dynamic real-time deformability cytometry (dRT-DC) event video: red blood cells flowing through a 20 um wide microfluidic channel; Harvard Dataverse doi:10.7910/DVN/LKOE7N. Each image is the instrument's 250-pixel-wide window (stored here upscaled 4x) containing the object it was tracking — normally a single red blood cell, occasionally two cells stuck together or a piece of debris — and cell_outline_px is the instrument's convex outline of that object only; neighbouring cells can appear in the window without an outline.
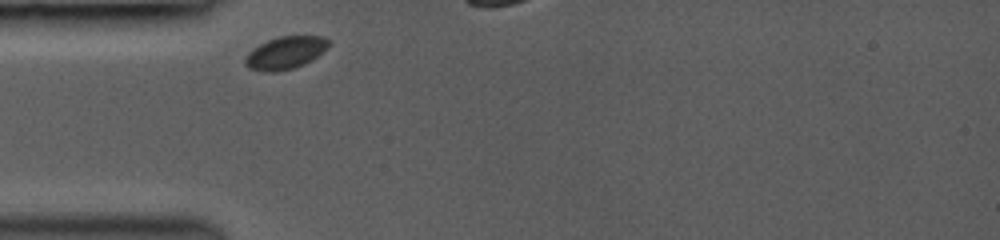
{"species": "common noctule bat (a hibernating species)", "species_latin": "Nyctalus noctula", "temperature_condition": "room temperature", "stored_images_in_passage": 2, "camera_frame_rate_fps": 3000, "um_per_image_px": 0.085, "animal": {"sex": "female", "body_mass_g": 19.0, "forearm_length_mm": 53.3}, "frame": {"image": 1, "passage_image": 1, "time_ms": 0.0, "image_size_px": [1000, 240], "cell_outline_px": [[328, 48], [312, 60], [304, 64], [292, 68], [272, 72], [264, 72], [248, 68], [244, 64], [244, 60], [248, 52], [260, 44], [268, 40], [280, 36], [320, 36], [328, 40]], "centroid_in_image_um": [24.23, 4.49], "position_along_channel_um": 60.8, "area_um2": 15.72}}